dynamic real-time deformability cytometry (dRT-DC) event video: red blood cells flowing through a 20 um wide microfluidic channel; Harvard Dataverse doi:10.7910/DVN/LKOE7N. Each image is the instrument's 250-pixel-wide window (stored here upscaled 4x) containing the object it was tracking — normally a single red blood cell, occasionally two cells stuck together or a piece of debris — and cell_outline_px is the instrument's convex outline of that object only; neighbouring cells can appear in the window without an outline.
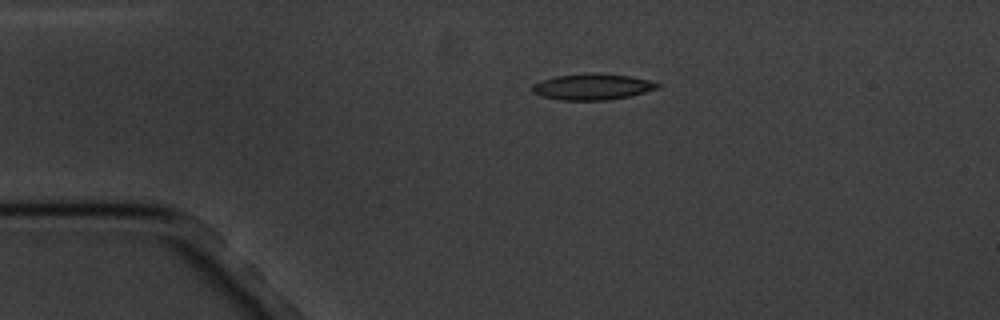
{"species": "common noctule bat (a hibernating species)", "species_latin": "Nyctalus noctula", "temperature_condition": "cold", "stored_images_in_passage": 5, "camera_frame_rate_fps": 3000, "um_per_image_px": 0.085, "animal": {"sex": "male", "body_mass_g": 20.1, "forearm_length_mm": 53.5}, "frame": {"image": 1, "passage_image": 5, "time_ms": 7.0, "image_size_px": [1000, 320], "cell_outline_px": [[660, 84], [656, 88], [644, 92], [628, 96], [608, 100], [560, 100], [540, 96], [532, 92], [532, 84], [556, 76], [592, 72], [596, 72], [632, 76], [648, 80]], "centroid_in_image_um": [50.31, 7.37], "position_along_channel_um": 34.7, "area_um2": 19.02}}